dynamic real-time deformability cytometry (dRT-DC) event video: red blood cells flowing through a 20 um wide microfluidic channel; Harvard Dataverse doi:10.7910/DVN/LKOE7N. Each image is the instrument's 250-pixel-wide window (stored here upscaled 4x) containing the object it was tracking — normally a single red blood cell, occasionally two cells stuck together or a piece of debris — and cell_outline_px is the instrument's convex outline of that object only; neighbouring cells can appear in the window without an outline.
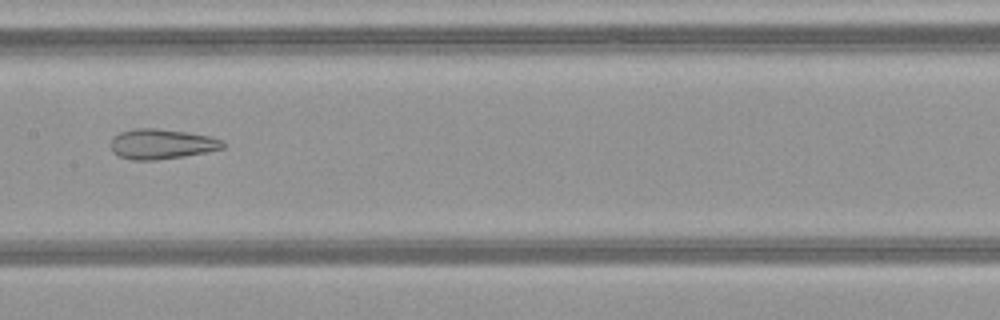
{"species": "common noctule bat (a hibernating species)", "species_latin": "Nyctalus noctula", "temperature_condition": "warm", "stored_images_in_passage": 35, "camera_frame_rate_fps": 3000, "um_per_image_px": 0.085, "animal": {"sex": "female", "body_mass_g": 21.9}, "frame": {"image": 1, "passage_image": 16, "time_ms": 5.0, "image_size_px": [1000, 320], "cell_outline_px": [[224, 148], [208, 152], [184, 156], [156, 160], [132, 160], [120, 156], [112, 152], [112, 136], [120, 132], [136, 128], [156, 128], [188, 132], [208, 136], [220, 140], [224, 144]], "centroid_in_image_um": [13.72, 12.24], "position_along_channel_um": 193.7, "area_um2": 19.59}}
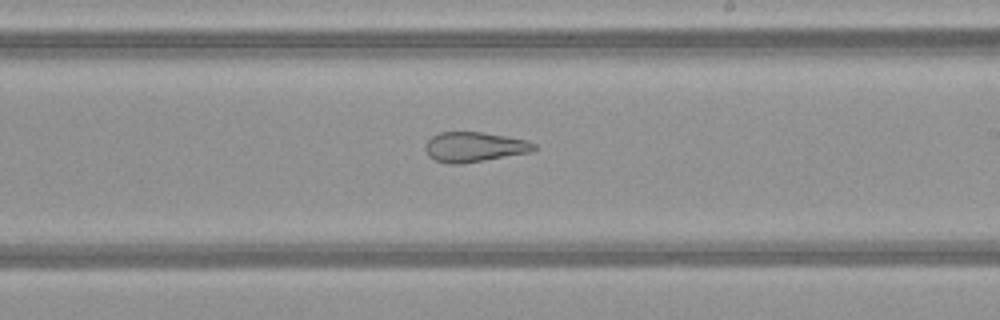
{"frame": {"image": 2, "passage_image": 20, "time_ms": 6.333, "image_size_px": [1000, 320], "cell_outline_px": [[536, 148], [532, 152], [460, 164], [448, 164], [436, 160], [428, 156], [424, 148], [428, 140], [432, 136], [440, 132], [484, 132], [528, 140], [536, 144]], "centroid_in_image_um": [40.32, 12.49], "position_along_channel_um": 248.7, "area_um2": 19.02}, "authors_computed_cell_mechanics": {"area_um2": 19.652, "velocity_mm_per_s": 4.1512, "shape_relaxation_time_tau1_ms": null, "shape_relaxation_time_tau2_ms": 2.5213, "deformation_change_tau1": null, "deformation_change_tau2": 0.1209}}